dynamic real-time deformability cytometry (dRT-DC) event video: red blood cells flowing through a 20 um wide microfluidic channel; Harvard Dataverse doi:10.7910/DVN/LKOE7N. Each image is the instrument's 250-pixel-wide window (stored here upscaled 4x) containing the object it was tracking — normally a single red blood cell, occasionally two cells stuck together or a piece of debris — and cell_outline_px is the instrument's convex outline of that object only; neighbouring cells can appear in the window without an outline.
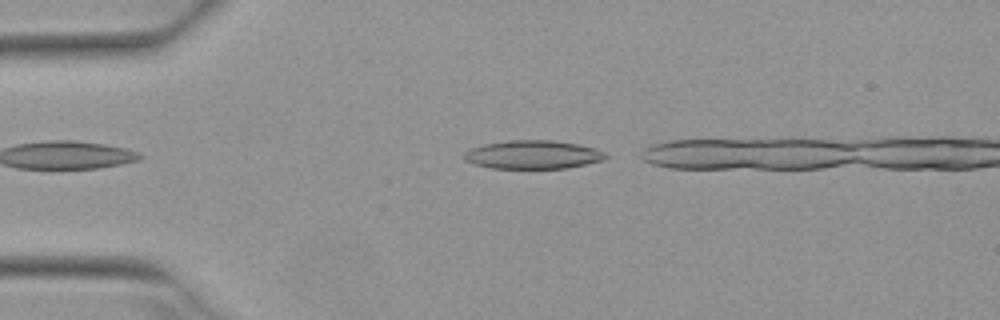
{"species": "Egyptian fruit bat (a non-hibernating species)", "species_latin": "Rousettus aegyptiacus", "temperature_condition": "warm", "stored_images_in_passage": 15, "camera_frame_rate_fps": 3000, "um_per_image_px": 0.085, "animal": {"sex": "female"}, "frame": {"image": 1, "passage_image": 1, "time_ms": 0.0, "image_size_px": [1000, 320], "cell_outline_px": [[608, 156], [604, 160], [568, 168], [492, 168], [476, 164], [464, 160], [460, 156], [468, 148], [484, 144], [508, 140], [552, 140], [580, 144], [596, 148], [608, 152]], "centroid_in_image_um": [45.31, 13.13], "position_along_channel_um": 39.7, "area_um2": 23.87}}
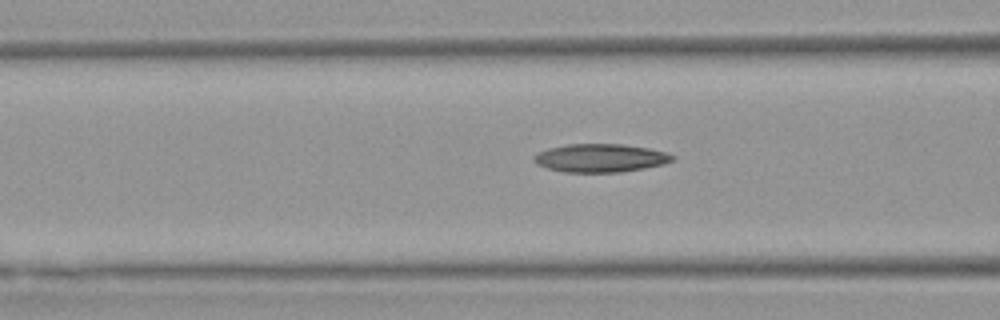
{"frame": {"image": 2, "passage_image": 9, "time_ms": 2.667, "image_size_px": [1000, 320], "cell_outline_px": [[676, 160], [664, 164], [644, 168], [620, 172], [564, 172], [548, 168], [536, 164], [532, 160], [532, 156], [536, 152], [548, 148], [568, 144], [624, 144], [648, 148], [668, 152], [676, 156]], "centroid_in_image_um": [51.04, 13.42], "position_along_channel_um": 115.6, "area_um2": 23.12}}
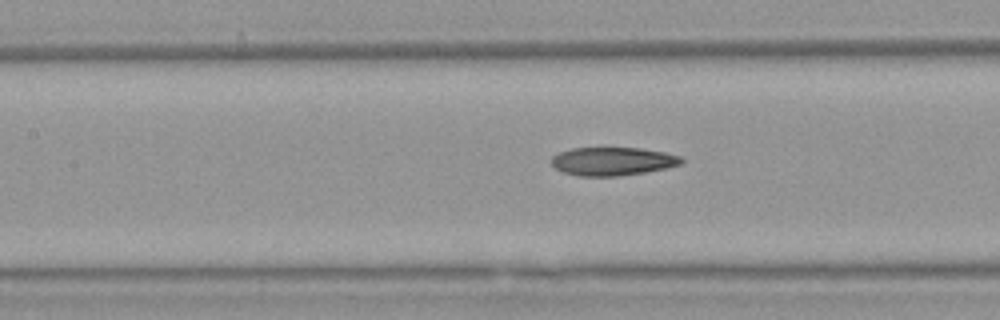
{"frame": {"image": 3, "passage_image": 12, "time_ms": 3.667, "image_size_px": [1000, 320], "cell_outline_px": [[684, 160], [680, 164], [664, 168], [644, 172], [616, 176], [580, 176], [564, 172], [556, 168], [552, 164], [552, 156], [560, 152], [572, 148], [640, 148], [664, 152], [684, 156]], "centroid_in_image_um": [52.09, 13.7], "position_along_channel_um": 155.3, "area_um2": 21.27}}